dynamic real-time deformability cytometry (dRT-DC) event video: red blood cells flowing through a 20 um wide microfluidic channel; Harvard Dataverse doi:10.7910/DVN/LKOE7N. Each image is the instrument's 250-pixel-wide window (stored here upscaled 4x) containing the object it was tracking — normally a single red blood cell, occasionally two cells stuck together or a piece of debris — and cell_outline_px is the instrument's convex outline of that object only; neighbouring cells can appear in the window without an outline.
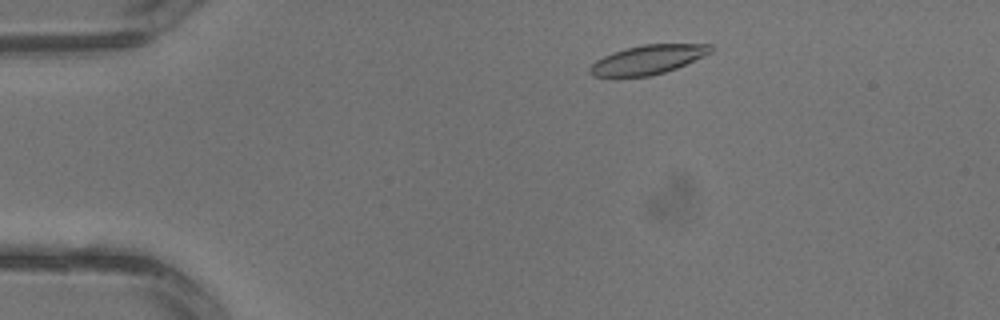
{"species": "common noctule bat (a hibernating species)", "species_latin": "Nyctalus noctula", "temperature_condition": "warm", "stored_images_in_passage": 2, "camera_frame_rate_fps": 3000, "um_per_image_px": 0.085, "animal": {"sex": "male", "body_mass_g": 13.3}, "frame": {"image": 1, "passage_image": 1, "time_ms": 0.0, "image_size_px": [1000, 320], "cell_outline_px": [[712, 52], [676, 68], [664, 72], [648, 76], [592, 76], [588, 72], [588, 68], [596, 60], [612, 52], [644, 44], [712, 44]], "centroid_in_image_um": [55.05, 5.06], "position_along_channel_um": 29.9, "area_um2": 20.23}}